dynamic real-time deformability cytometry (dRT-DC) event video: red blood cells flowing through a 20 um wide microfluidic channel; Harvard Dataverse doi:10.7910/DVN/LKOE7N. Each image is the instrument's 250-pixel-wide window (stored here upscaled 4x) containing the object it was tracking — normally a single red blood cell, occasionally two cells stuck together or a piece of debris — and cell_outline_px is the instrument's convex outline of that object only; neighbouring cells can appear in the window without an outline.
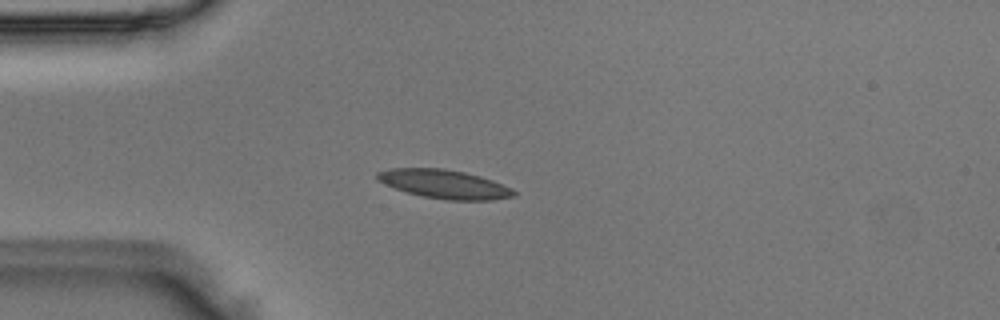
{"species": "Egyptian fruit bat (a non-hibernating species)", "species_latin": "Rousettus aegyptiacus", "temperature_condition": "room temperature", "stored_images_in_passage": 42, "camera_frame_rate_fps": 3000, "um_per_image_px": 0.085, "animal": {"sex": "male"}, "frame": {"image": 1, "passage_image": 9, "time_ms": 2.667, "image_size_px": [1000, 320], "cell_outline_px": [[516, 196], [492, 200], [448, 200], [424, 196], [408, 192], [384, 184], [376, 180], [376, 172], [388, 168], [444, 168], [464, 172], [480, 176], [492, 180], [512, 188], [516, 192]], "centroid_in_image_um": [37.76, 15.64], "position_along_channel_um": 47.2, "area_um2": 22.89}}
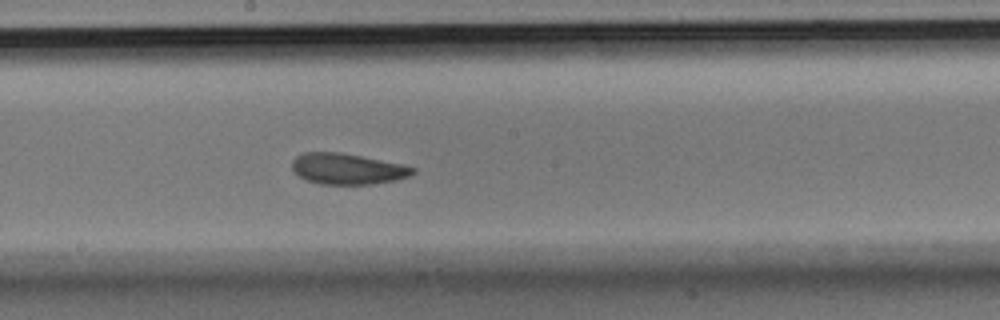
{"frame": {"image": 2, "passage_image": 23, "time_ms": 7.333, "image_size_px": [1000, 320], "cell_outline_px": [[416, 172], [412, 176], [396, 180], [372, 184], [320, 184], [308, 180], [300, 176], [292, 168], [292, 160], [296, 156], [304, 152], [340, 152], [404, 164], [416, 168]], "centroid_in_image_um": [29.58, 14.35], "position_along_channel_um": 218.6, "area_um2": 21.85}}
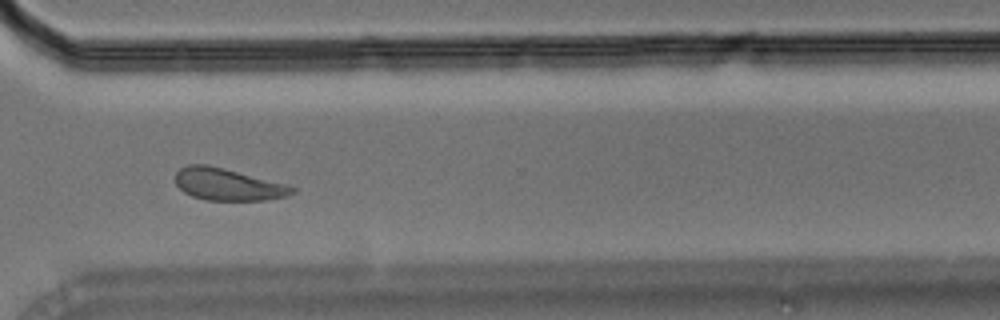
{"frame": {"image": 3, "passage_image": 33, "time_ms": 10.667, "image_size_px": [1000, 320], "cell_outline_px": [[296, 192], [288, 196], [264, 200], [204, 200], [192, 196], [184, 192], [176, 184], [176, 172], [180, 168], [188, 164], [208, 164], [288, 184], [296, 188]], "centroid_in_image_um": [19.39, 15.67], "position_along_channel_um": 351.2, "area_um2": 21.96}}